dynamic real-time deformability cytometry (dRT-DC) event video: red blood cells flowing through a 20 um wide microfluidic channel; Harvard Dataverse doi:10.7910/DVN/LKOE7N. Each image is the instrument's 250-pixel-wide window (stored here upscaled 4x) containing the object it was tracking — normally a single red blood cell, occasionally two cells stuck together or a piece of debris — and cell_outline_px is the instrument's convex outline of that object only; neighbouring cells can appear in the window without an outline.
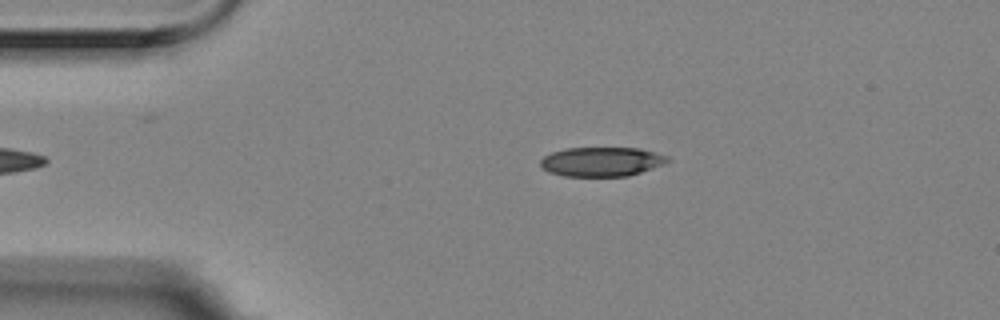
{"species": "Egyptian fruit bat (a non-hibernating species)", "species_latin": "Rousettus aegyptiacus", "temperature_condition": "room temperature", "stored_images_in_passage": 2, "camera_frame_rate_fps": 3000, "um_per_image_px": 0.085, "animal": {"sex": "female"}, "frame": {"image": 1, "passage_image": 2, "time_ms": 0.333, "image_size_px": [1000, 320], "cell_outline_px": [[672, 160], [664, 164], [628, 176], [564, 176], [548, 172], [540, 164], [540, 160], [544, 156], [552, 152], [564, 148], [640, 148], [672, 156]], "centroid_in_image_um": [51.18, 13.73], "position_along_channel_um": 33.8, "area_um2": 21.91}}